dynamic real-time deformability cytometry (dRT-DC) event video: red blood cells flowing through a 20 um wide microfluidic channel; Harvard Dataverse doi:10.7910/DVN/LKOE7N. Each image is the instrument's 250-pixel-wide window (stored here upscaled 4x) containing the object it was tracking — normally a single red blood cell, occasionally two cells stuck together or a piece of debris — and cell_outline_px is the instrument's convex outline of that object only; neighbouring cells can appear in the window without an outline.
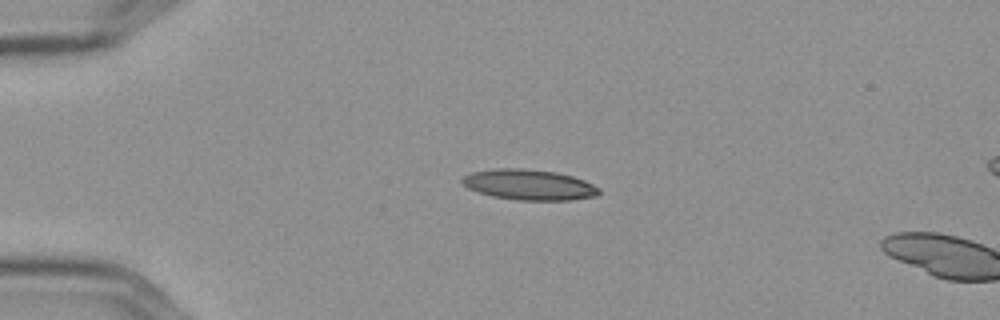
{"species": "Egyptian fruit bat (a non-hibernating species)", "species_latin": "Rousettus aegyptiacus", "temperature_condition": "cold", "stored_images_in_passage": 4, "camera_frame_rate_fps": 3000, "um_per_image_px": 0.085, "frame": {"image": 1, "passage_image": 1, "time_ms": 0.0, "image_size_px": [1000, 320], "cell_outline_px": [[600, 192], [596, 196], [572, 200], [520, 200], [492, 196], [468, 188], [460, 180], [464, 176], [472, 172], [496, 168], [516, 168], [556, 172], [572, 176], [584, 180], [600, 188]], "centroid_in_image_um": [44.99, 15.7], "position_along_channel_um": 40.0, "area_um2": 24.16}}